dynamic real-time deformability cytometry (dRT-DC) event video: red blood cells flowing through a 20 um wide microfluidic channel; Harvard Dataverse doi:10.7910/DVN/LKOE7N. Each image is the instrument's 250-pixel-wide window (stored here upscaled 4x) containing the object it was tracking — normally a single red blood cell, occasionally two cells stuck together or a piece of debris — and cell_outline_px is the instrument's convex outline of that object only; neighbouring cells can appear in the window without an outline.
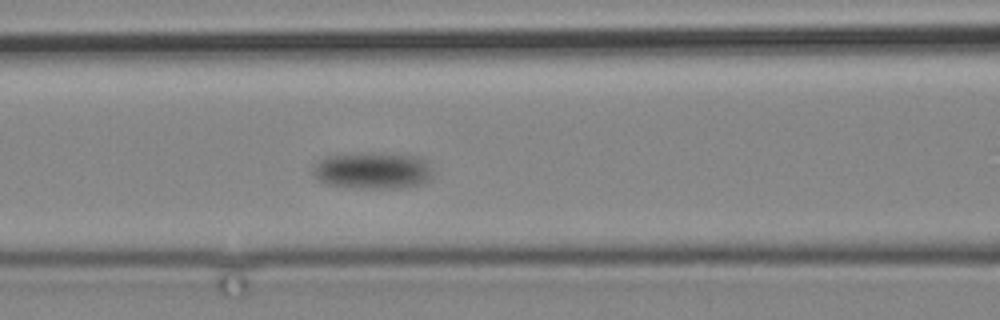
{"species": "common noctule bat (a hibernating species)", "species_latin": "Nyctalus noctula", "temperature_condition": "cold", "stored_images_in_passage": 5, "camera_frame_rate_fps": 3000, "um_per_image_px": 0.085, "animal": {"sex": "male", "body_mass_g": 19.2, "forearm_length_mm": 51.8}, "frame": {"image": 1, "passage_image": 5, "time_ms": 4.333, "image_size_px": [1000, 320], "cell_outline_px": [[432, 176], [428, 180], [420, 184], [396, 188], [360, 188], [328, 184], [320, 180], [312, 172], [312, 164], [328, 156], [380, 152], [416, 156], [424, 160]], "centroid_in_image_um": [31.64, 14.49], "position_along_channel_um": 135.0, "area_um2": 25.26}}